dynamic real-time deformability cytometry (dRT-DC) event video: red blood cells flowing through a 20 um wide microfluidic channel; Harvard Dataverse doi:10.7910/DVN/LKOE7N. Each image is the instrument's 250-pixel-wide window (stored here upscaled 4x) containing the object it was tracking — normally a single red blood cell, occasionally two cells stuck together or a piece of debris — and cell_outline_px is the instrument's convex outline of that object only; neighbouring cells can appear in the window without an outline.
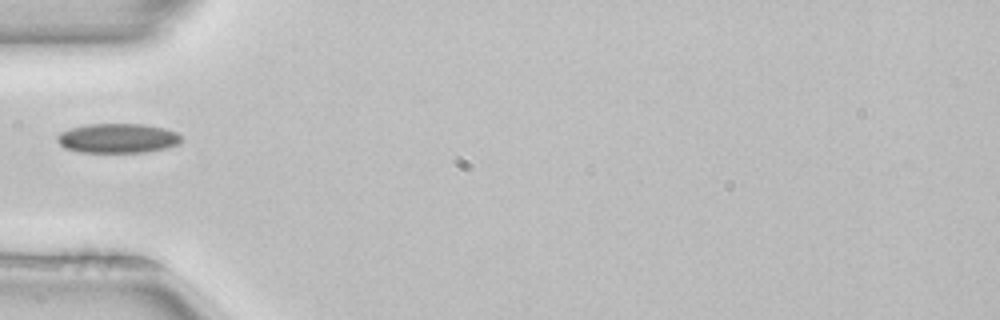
{"species": "common noctule bat (a hibernating species)", "species_latin": "Nyctalus noctula", "temperature_condition": "room temperature", "stored_images_in_passage": 21, "camera_frame_rate_fps": 3000, "um_per_image_px": 0.085, "animal": {"sex": "female", "body_mass_g": 22.7, "forearm_length_mm": 54.2}, "frame": {"image": 1, "passage_image": 1, "time_ms": 0.0, "image_size_px": [1000, 320], "cell_outline_px": [[180, 140], [176, 144], [164, 148], [144, 152], [80, 152], [64, 148], [56, 140], [56, 136], [60, 132], [72, 128], [88, 124], [144, 124], [164, 128], [176, 132], [180, 136]], "centroid_in_image_um": [9.95, 11.75], "position_along_channel_um": 75.0, "area_um2": 21.15}}